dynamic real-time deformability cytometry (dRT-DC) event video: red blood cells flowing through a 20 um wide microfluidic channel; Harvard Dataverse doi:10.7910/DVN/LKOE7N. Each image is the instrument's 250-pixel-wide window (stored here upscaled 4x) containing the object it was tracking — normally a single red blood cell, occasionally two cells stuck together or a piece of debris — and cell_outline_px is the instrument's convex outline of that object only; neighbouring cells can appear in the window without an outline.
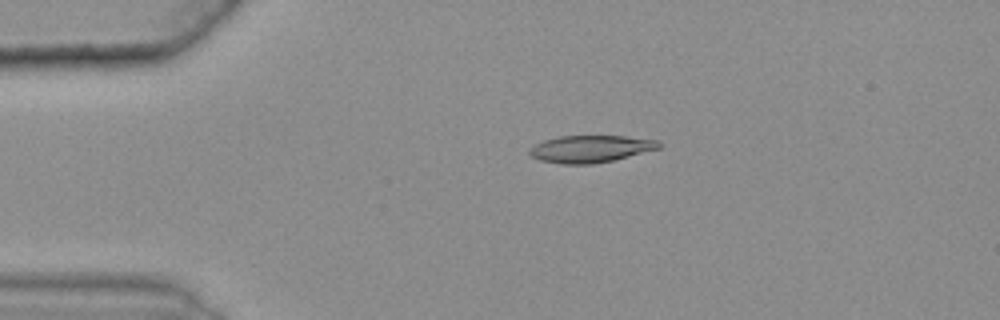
{"species": "common noctule bat (a hibernating species)", "species_latin": "Nyctalus noctula", "temperature_condition": "warm", "stored_images_in_passage": 38, "camera_frame_rate_fps": 3000, "um_per_image_px": 0.085, "animal": {"sex": "female", "body_mass_g": 25.1}, "frame": {"image": 1, "passage_image": 1, "time_ms": 0.0, "image_size_px": [1000, 320], "cell_outline_px": [[660, 148], [612, 160], [592, 164], [560, 164], [540, 160], [532, 156], [528, 152], [528, 148], [544, 140], [560, 136], [624, 136], [656, 140], [660, 144]], "centroid_in_image_um": [50.14, 12.65], "position_along_channel_um": 34.9, "area_um2": 20.23}}
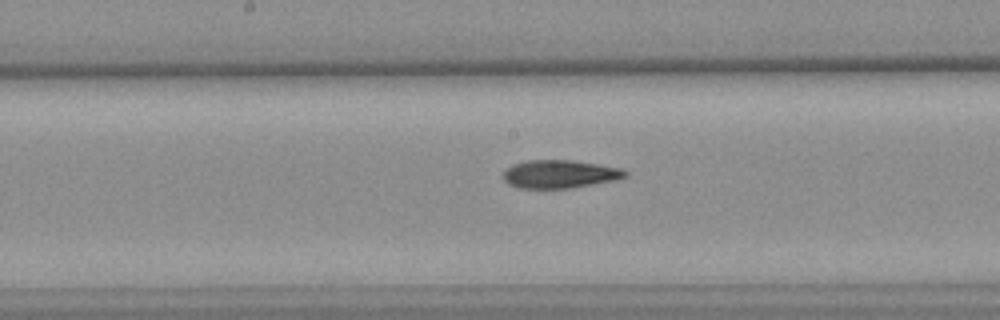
{"frame": {"image": 2, "passage_image": 18, "time_ms": 5.667, "image_size_px": [1000, 320], "cell_outline_px": [[628, 176], [616, 180], [572, 188], [520, 188], [508, 184], [504, 180], [504, 172], [512, 164], [528, 160], [572, 160], [620, 168], [628, 172]], "centroid_in_image_um": [47.59, 14.8], "position_along_channel_um": 200.6, "area_um2": 19.94}}
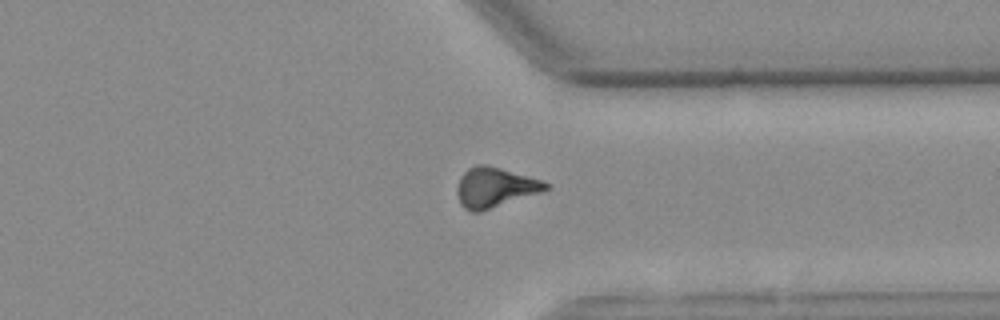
{"frame": {"image": 3, "passage_image": 32, "time_ms": 10.333, "image_size_px": [1000, 320], "cell_outline_px": [[552, 188], [480, 212], [472, 212], [464, 208], [460, 204], [456, 192], [456, 188], [460, 176], [468, 168], [476, 164], [488, 164], [528, 176], [540, 180], [548, 184]], "centroid_in_image_um": [42.02, 15.92], "position_along_channel_um": 369.4, "area_um2": 20.63}, "authors_computed_cell_mechanics": {"area_um2": 20.23, "velocity_mm_per_s": 3.634, "shape_relaxation_time_tau1_ms": null, "shape_relaxation_time_tau2_ms": 4.8519, "deformation_change_tau1": null, "deformation_change_tau2": 0.1377}}